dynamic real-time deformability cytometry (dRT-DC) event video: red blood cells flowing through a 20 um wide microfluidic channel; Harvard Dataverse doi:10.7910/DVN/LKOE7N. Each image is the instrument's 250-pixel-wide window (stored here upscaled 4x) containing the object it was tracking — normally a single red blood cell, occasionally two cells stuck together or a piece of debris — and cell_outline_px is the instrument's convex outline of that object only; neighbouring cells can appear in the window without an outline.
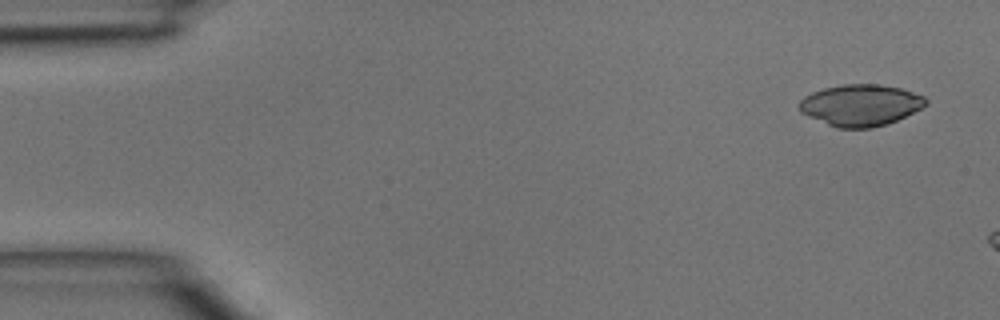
{"species": "common noctule bat (a hibernating species)", "species_latin": "Nyctalus noctula", "temperature_condition": "room temperature", "stored_images_in_passage": 2, "camera_frame_rate_fps": 3000, "um_per_image_px": 0.085, "animal": {"sex": "male", "body_mass_g": 15.6}, "frame": {"image": 1, "passage_image": 1, "time_ms": 0.0, "image_size_px": [1000, 320], "cell_outline_px": [[928, 104], [896, 120], [872, 128], [836, 128], [808, 116], [800, 112], [800, 100], [804, 96], [812, 92], [824, 88], [840, 84], [880, 84], [900, 88], [924, 96], [928, 100]], "centroid_in_image_um": [73.13, 8.93], "position_along_channel_um": 11.9, "area_um2": 30.46}}